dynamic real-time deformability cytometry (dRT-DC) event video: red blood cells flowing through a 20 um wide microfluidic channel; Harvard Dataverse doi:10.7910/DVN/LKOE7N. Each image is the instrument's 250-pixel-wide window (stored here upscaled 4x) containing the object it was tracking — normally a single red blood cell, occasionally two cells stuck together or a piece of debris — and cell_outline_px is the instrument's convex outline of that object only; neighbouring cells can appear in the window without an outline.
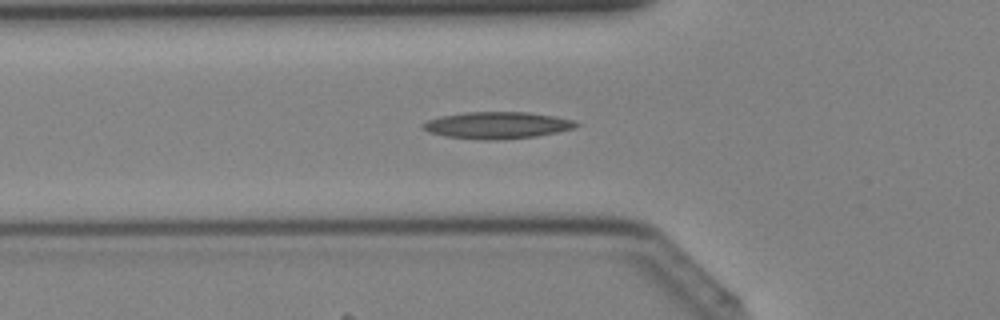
{"species": "Egyptian fruit bat (a non-hibernating species)", "species_latin": "Rousettus aegyptiacus", "temperature_condition": "cold", "stored_images_in_passage": 43, "segment_of_instrument_passage": [1, 2], "camera_frame_rate_fps": 3000, "um_per_image_px": 0.085, "animal": {"sex": "female"}, "frame": {"image": 1, "passage_image": 15, "time_ms": 4.667, "image_size_px": [1000, 320], "cell_outline_px": [[580, 124], [576, 128], [536, 136], [496, 140], [484, 140], [444, 136], [428, 132], [420, 124], [428, 120], [440, 116], [464, 112], [528, 112], [552, 116], [572, 120]], "centroid_in_image_um": [42.23, 10.64], "position_along_channel_um": 83.6, "area_um2": 23.87}}
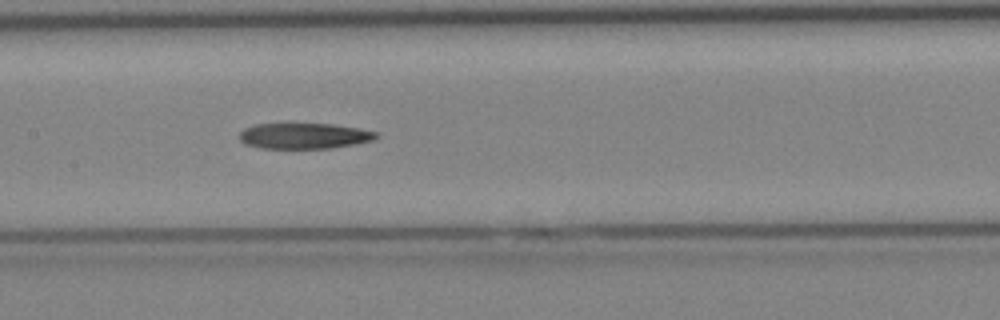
{"frame": {"image": 2, "passage_image": 21, "time_ms": 6.667, "image_size_px": [1000, 320], "cell_outline_px": [[380, 136], [372, 140], [356, 144], [332, 148], [260, 148], [244, 144], [240, 140], [240, 132], [244, 128], [252, 124], [332, 124], [360, 128], [380, 132]], "centroid_in_image_um": [25.88, 11.55], "position_along_channel_um": 181.5, "area_um2": 20.69}}
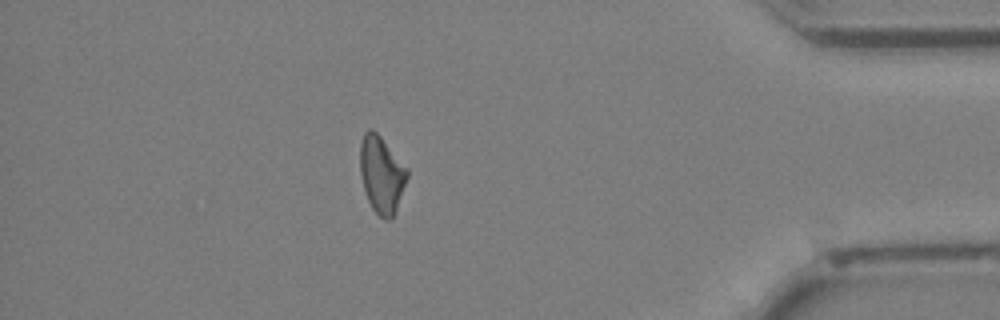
{"frame": {"image": 3, "passage_image": 37, "time_ms": 12.0, "image_size_px": [1000, 320], "cell_outline_px": [[408, 176], [396, 212], [388, 220], [384, 220], [372, 208], [368, 200], [360, 176], [360, 144], [364, 132], [368, 128], [372, 128], [380, 136], [408, 168]], "centroid_in_image_um": [32.43, 14.82], "position_along_channel_um": 402.8, "area_um2": 21.15}}